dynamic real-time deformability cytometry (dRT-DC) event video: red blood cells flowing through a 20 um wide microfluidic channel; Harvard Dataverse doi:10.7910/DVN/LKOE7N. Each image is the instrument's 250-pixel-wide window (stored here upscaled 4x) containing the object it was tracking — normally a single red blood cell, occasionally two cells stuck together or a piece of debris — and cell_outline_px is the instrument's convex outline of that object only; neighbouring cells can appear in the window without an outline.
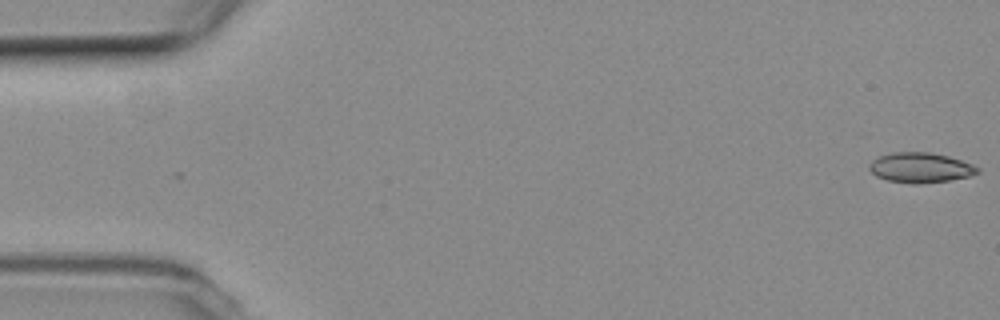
{"species": "common noctule bat (a hibernating species)", "species_latin": "Nyctalus noctula", "temperature_condition": "room temperature", "stored_images_in_passage": 21, "camera_frame_rate_fps": 3000, "um_per_image_px": 0.085, "animal": {"sex": "female", "body_mass_g": 19.3, "forearm_length_mm": 54.1}, "frame": {"image": 1, "passage_image": 1, "time_ms": 0.0, "image_size_px": [1000, 320], "cell_outline_px": [[980, 172], [968, 176], [948, 180], [916, 184], [912, 184], [888, 180], [876, 176], [868, 168], [868, 164], [872, 160], [880, 156], [892, 152], [928, 152], [948, 156], [972, 164], [980, 168]], "centroid_in_image_um": [78.21, 14.24], "position_along_channel_um": 6.8, "area_um2": 18.84}}
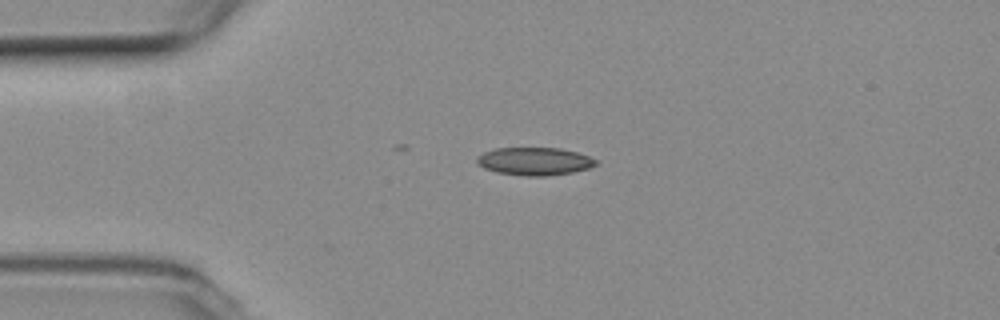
{"frame": {"image": 2, "passage_image": 13, "time_ms": 4.0, "image_size_px": [1000, 320], "cell_outline_px": [[596, 164], [588, 168], [572, 172], [544, 176], [524, 176], [496, 172], [484, 168], [476, 164], [476, 156], [484, 152], [496, 148], [560, 148], [576, 152], [588, 156], [596, 160]], "centroid_in_image_um": [45.37, 13.71], "position_along_channel_um": 39.6, "area_um2": 19.25}}
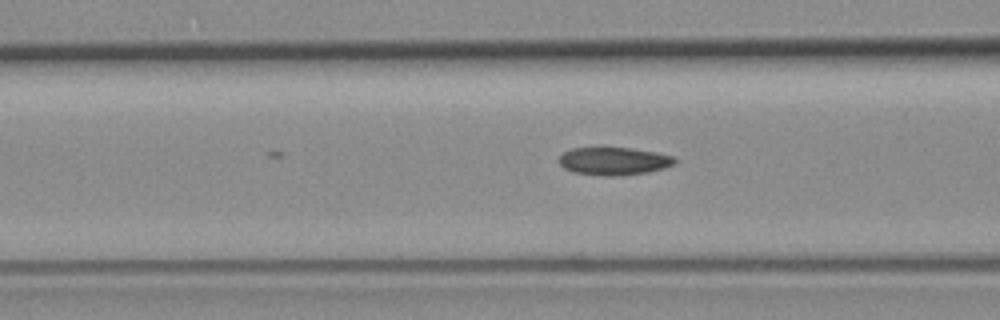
{"frame": {"image": 3, "passage_image": 21, "time_ms": 6.667, "image_size_px": [1000, 320], "cell_outline_px": [[676, 164], [664, 168], [648, 172], [616, 176], [604, 176], [572, 172], [564, 168], [556, 160], [564, 152], [572, 148], [596, 144], [600, 144], [632, 148], [656, 152], [672, 156], [676, 160]], "centroid_in_image_um": [52.11, 13.64], "position_along_channel_um": 114.5, "area_um2": 19.77}}